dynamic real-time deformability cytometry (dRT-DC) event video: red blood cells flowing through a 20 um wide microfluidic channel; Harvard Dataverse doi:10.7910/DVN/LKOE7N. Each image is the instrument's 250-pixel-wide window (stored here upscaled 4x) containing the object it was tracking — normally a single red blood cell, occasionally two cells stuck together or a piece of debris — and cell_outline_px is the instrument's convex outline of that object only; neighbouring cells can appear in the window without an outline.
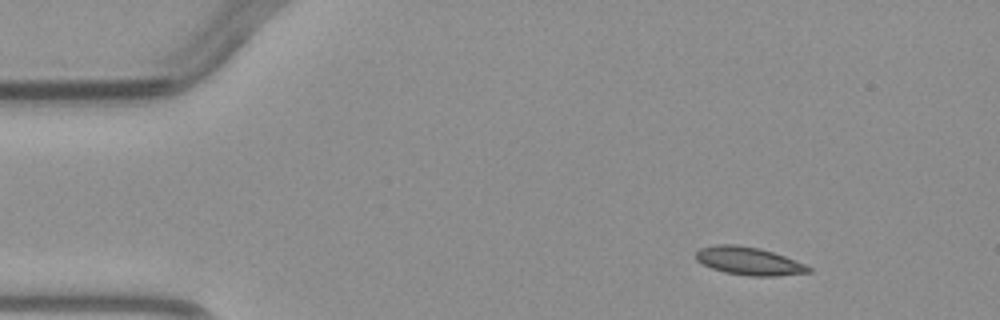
{"species": "common noctule bat (a hibernating species)", "species_latin": "Nyctalus noctula", "temperature_condition": "warm", "stored_images_in_passage": 3, "camera_frame_rate_fps": 3000, "um_per_image_px": 0.085, "animal": {"sex": "male", "body_mass_g": 23.1, "forearm_length_mm": 52.7}, "frame": {"image": 1, "passage_image": 1, "time_ms": 0.0, "image_size_px": [1000, 320], "cell_outline_px": [[812, 272], [776, 276], [752, 276], [724, 272], [712, 268], [696, 260], [696, 252], [700, 248], [716, 244], [736, 244], [760, 248], [784, 256], [804, 264], [812, 268]], "centroid_in_image_um": [63.65, 22.18], "position_along_channel_um": 21.4, "area_um2": 18.26}}
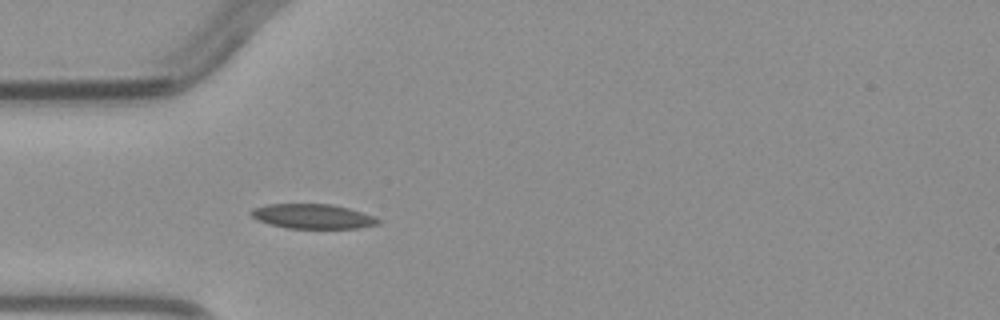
{"frame": {"image": 2, "passage_image": 3, "time_ms": 2.667, "image_size_px": [1000, 320], "cell_outline_px": [[380, 224], [360, 228], [288, 228], [256, 220], [248, 212], [252, 208], [264, 204], [332, 204], [348, 208], [372, 216], [380, 220]], "centroid_in_image_um": [26.54, 18.38], "position_along_channel_um": 58.5, "area_um2": 18.21}}